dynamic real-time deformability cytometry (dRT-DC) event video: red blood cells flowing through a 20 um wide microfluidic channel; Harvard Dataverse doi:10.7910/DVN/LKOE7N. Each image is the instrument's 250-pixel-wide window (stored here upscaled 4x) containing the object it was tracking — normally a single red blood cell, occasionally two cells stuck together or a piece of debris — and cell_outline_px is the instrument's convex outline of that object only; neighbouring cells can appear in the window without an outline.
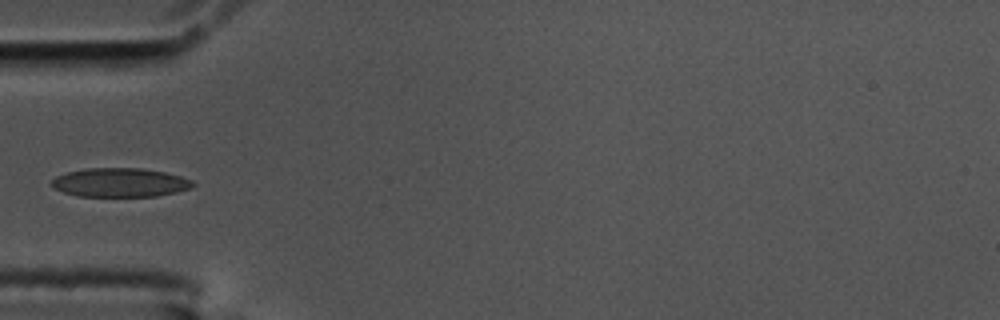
{"species": "common noctule bat (a hibernating species)", "species_latin": "Nyctalus noctula", "temperature_condition": "cold", "stored_images_in_passage": 13, "camera_frame_rate_fps": 3000, "um_per_image_px": 0.085, "animal": {"sex": "male", "body_mass_g": 17.5, "forearm_length_mm": 52.3}, "frame": {"image": 1, "passage_image": 1, "time_ms": 0.0, "image_size_px": [1000, 320], "cell_outline_px": [[196, 184], [192, 188], [176, 192], [156, 196], [76, 196], [52, 188], [48, 184], [56, 176], [68, 172], [88, 168], [140, 168], [164, 172], [180, 176], [192, 180]], "centroid_in_image_um": [10.18, 15.52], "position_along_channel_um": 74.8, "area_um2": 23.87}}
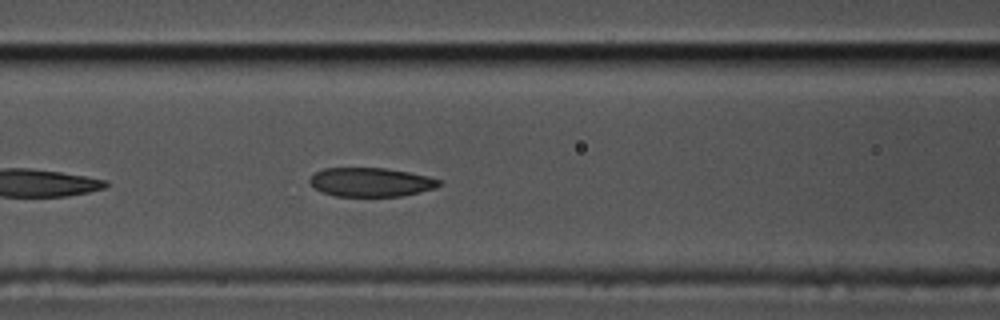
{"frame": {"image": 2, "passage_image": 6, "time_ms": 1.667, "image_size_px": [1000, 320], "cell_outline_px": [[440, 184], [436, 188], [404, 196], [336, 196], [320, 192], [308, 180], [316, 172], [324, 168], [384, 168], [408, 172], [428, 176], [440, 180]], "centroid_in_image_um": [31.53, 15.49], "position_along_channel_um": 135.1, "area_um2": 21.73}}
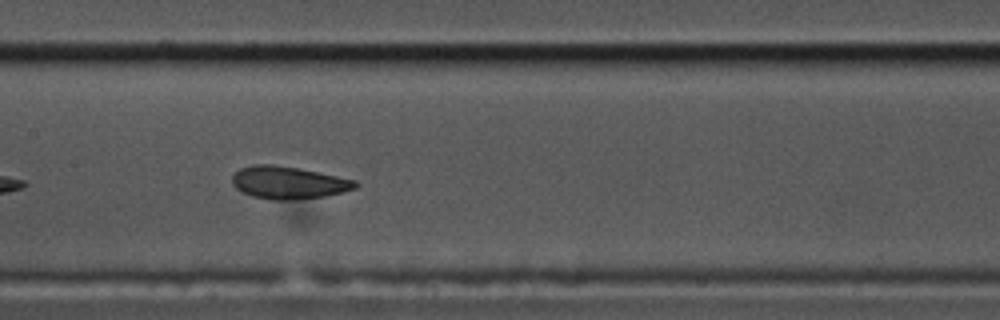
{"frame": {"image": 3, "passage_image": 10, "time_ms": 3.0, "image_size_px": [1000, 320], "cell_outline_px": [[360, 184], [356, 188], [324, 196], [292, 200], [272, 200], [252, 196], [240, 192], [232, 184], [232, 176], [240, 168], [252, 164], [272, 164], [300, 168], [356, 180]], "centroid_in_image_um": [24.49, 15.52], "position_along_channel_um": 182.9, "area_um2": 23.47}}